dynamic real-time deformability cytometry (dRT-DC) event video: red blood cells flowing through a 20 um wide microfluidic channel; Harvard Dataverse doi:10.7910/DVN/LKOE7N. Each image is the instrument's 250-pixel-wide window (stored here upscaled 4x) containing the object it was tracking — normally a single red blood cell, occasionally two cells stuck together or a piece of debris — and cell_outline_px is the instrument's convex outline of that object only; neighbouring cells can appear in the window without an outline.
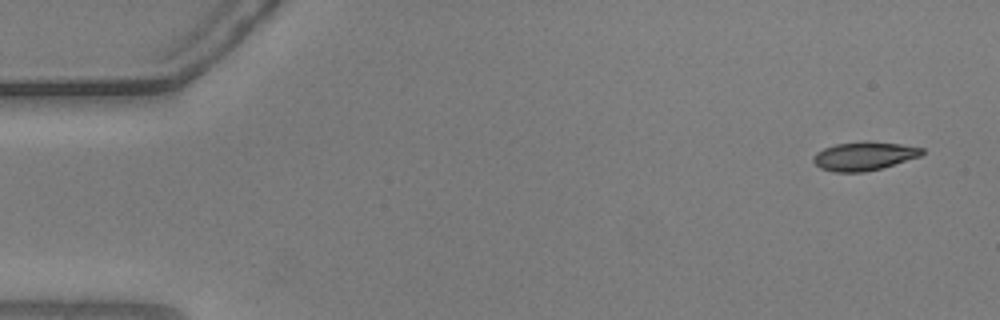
{"species": "common noctule bat (a hibernating species)", "species_latin": "Nyctalus noctula", "temperature_condition": "warm", "stored_images_in_passage": 53, "camera_frame_rate_fps": 3000, "um_per_image_px": 0.085, "animal": {"sex": "male", "body_mass_g": 20.5, "forearm_length_mm": 52.5}, "frame": {"image": 1, "passage_image": 1, "time_ms": 0.0, "image_size_px": [1000, 320], "cell_outline_px": [[924, 152], [920, 156], [880, 168], [864, 172], [832, 172], [820, 168], [812, 160], [812, 156], [816, 152], [824, 148], [836, 144], [864, 140], [900, 144], [924, 148]], "centroid_in_image_um": [73.4, 13.25], "position_along_channel_um": 11.6, "area_um2": 18.15}}
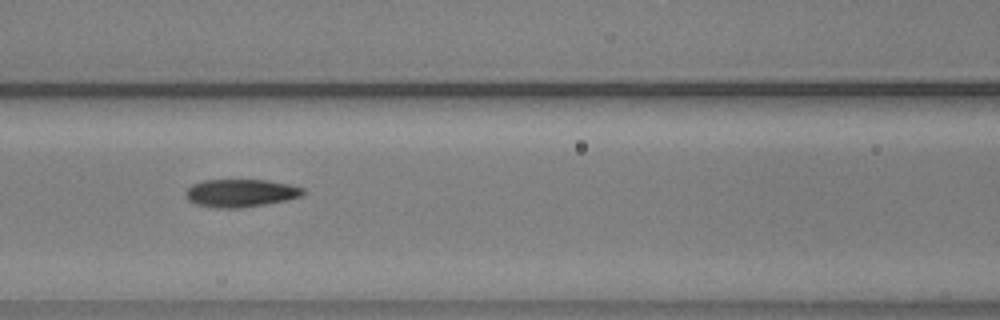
{"frame": {"image": 2, "passage_image": 22, "time_ms": 7.0, "image_size_px": [1000, 320], "cell_outline_px": [[308, 192], [300, 196], [288, 200], [240, 208], [216, 208], [196, 204], [188, 200], [184, 196], [184, 192], [192, 184], [204, 180], [268, 180], [292, 184], [304, 188]], "centroid_in_image_um": [20.48, 16.4], "position_along_channel_um": 146.1, "area_um2": 19.31}}
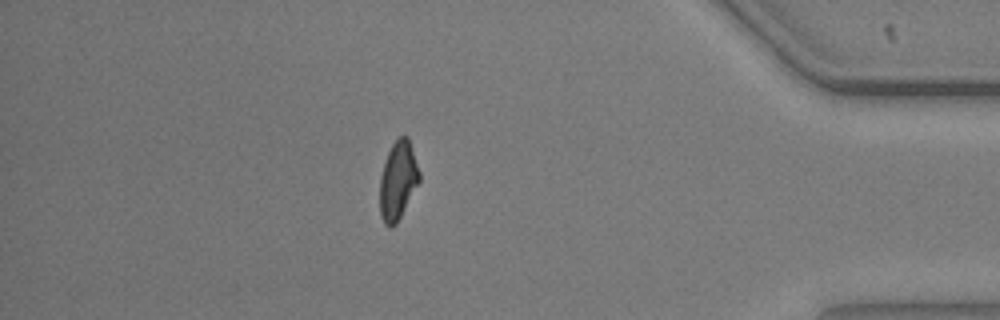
{"frame": {"image": 3, "passage_image": 46, "time_ms": 15.0, "image_size_px": [1000, 320], "cell_outline_px": [[420, 180], [396, 224], [392, 228], [388, 228], [384, 224], [380, 216], [380, 176], [388, 152], [392, 144], [400, 136], [408, 136], [420, 172]], "centroid_in_image_um": [33.81, 15.36], "position_along_channel_um": 401.4, "area_um2": 17.98}, "authors_computed_cell_mechanics": {"area_um2": 18.785, "velocity_mm_per_s": 3.6855, "shape_relaxation_time_tau1_ms": 3.974, "shape_relaxation_time_tau2_ms": 1.7695, "deformation_change_tau1": 0.165, "deformation_change_tau2": 0.088}}